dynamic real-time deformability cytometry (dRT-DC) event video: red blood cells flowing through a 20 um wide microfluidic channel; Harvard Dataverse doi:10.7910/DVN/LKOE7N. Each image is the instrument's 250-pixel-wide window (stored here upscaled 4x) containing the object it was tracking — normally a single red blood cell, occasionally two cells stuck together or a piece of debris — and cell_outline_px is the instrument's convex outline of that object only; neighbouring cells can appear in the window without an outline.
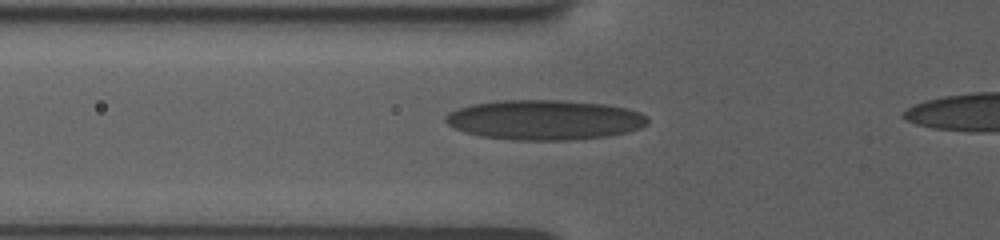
{"species": "human", "species_latin": "Homo sapiens", "temperature_condition": "room temperature", "stored_images_in_passage": 44, "camera_frame_rate_fps": 3000, "um_per_image_px": 0.085, "donor": {"sex": "female"}, "frame": {"image": 1, "passage_image": 9, "time_ms": 2.333, "image_size_px": [1000, 240], "cell_outline_px": [[648, 124], [640, 128], [628, 132], [608, 136], [568, 140], [512, 140], [480, 136], [464, 132], [448, 124], [444, 120], [444, 116], [448, 112], [456, 108], [472, 104], [496, 100], [564, 100], [604, 104], [628, 108], [640, 112], [648, 116]], "centroid_in_image_um": [46.28, 10.18], "position_along_channel_um": 79.5, "area_um2": 47.45}}
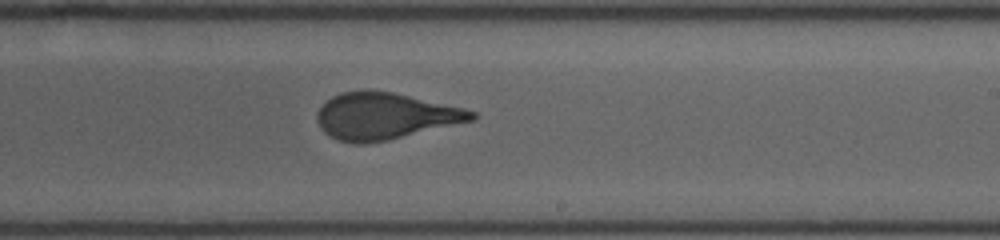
{"frame": {"image": 2, "passage_image": 27, "time_ms": 7.0, "image_size_px": [1000, 240], "cell_outline_px": [[476, 120], [388, 140], [364, 144], [352, 144], [336, 140], [324, 132], [320, 128], [316, 120], [316, 112], [332, 96], [340, 92], [392, 92], [464, 108], [476, 112]], "centroid_in_image_um": [32.72, 9.9], "position_along_channel_um": 256.3, "area_um2": 41.73}}
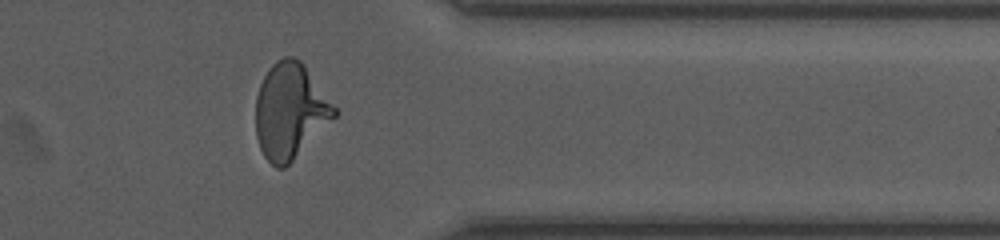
{"frame": {"image": 3, "passage_image": 41, "time_ms": 10.667, "image_size_px": [1000, 240], "cell_outline_px": [[336, 116], [284, 168], [276, 168], [264, 156], [260, 148], [256, 136], [256, 96], [260, 84], [268, 68], [276, 60], [284, 56], [292, 56], [300, 60], [304, 64], [336, 108]], "centroid_in_image_um": [24.63, 9.41], "position_along_channel_um": 386.8, "area_um2": 43.29}}